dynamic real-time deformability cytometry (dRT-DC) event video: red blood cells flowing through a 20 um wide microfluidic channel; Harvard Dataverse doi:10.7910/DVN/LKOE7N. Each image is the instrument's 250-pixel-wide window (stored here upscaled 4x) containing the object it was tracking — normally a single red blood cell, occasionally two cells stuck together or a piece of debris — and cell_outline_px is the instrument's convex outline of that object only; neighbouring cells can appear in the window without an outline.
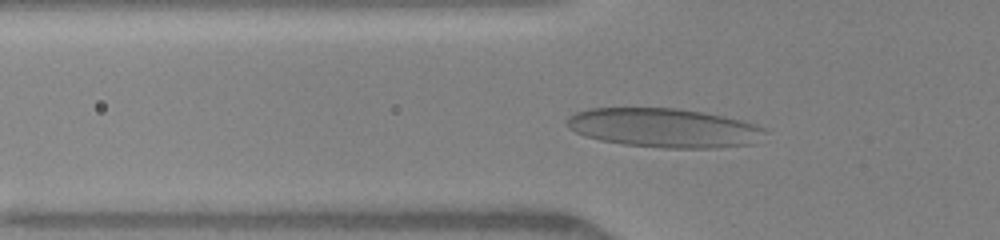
{"species": "human", "species_latin": "Homo sapiens", "temperature_condition": "warm", "stored_images_in_passage": 35, "camera_frame_rate_fps": 3000, "um_per_image_px": 0.085, "donor": {"sex": "female"}, "frame": {"image": 1, "passage_image": 3, "time_ms": 0.667, "image_size_px": [1000, 240], "cell_outline_px": [[768, 132], [756, 144], [716, 148], [664, 148], [624, 144], [600, 140], [584, 136], [568, 128], [568, 116], [576, 112], [588, 108], [676, 108], [700, 112], [740, 120], [764, 128]], "centroid_in_image_um": [56.45, 10.88], "position_along_channel_um": 69.3, "area_um2": 45.14}}
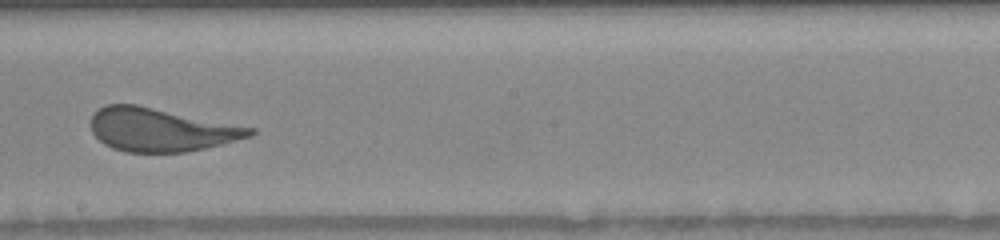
{"frame": {"image": 2, "passage_image": 18, "time_ms": 4.667, "image_size_px": [1000, 240], "cell_outline_px": [[256, 132], [252, 136], [204, 148], [184, 152], [124, 152], [112, 148], [104, 144], [92, 132], [88, 124], [92, 116], [100, 108], [108, 104], [136, 104], [256, 128]], "centroid_in_image_um": [13.65, 11.02], "position_along_channel_um": 234.5, "area_um2": 40.11}}
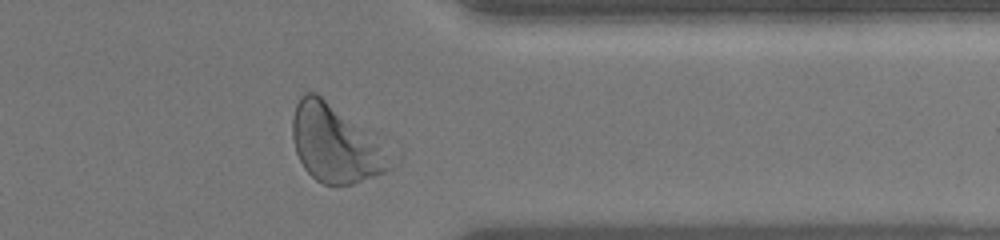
{"frame": {"image": 3, "passage_image": 31, "time_ms": 8.333, "image_size_px": [1000, 240], "cell_outline_px": [[404, 156], [392, 168], [384, 172], [352, 184], [324, 184], [316, 180], [304, 168], [296, 152], [292, 136], [292, 120], [296, 104], [300, 96], [304, 92], [316, 92], [380, 132]], "centroid_in_image_um": [28.77, 12.16], "position_along_channel_um": 382.6, "area_um2": 47.69}, "authors_computed_cell_mechanics": {"area_um2": 41.7894, "velocity_mm_per_s": 4.1393, "shape_relaxation_time_tau1_ms": 3.4724, "shape_relaxation_time_tau2_ms": null, "deformation_change_tau1": 0.1736, "deformation_change_tau2": null}}